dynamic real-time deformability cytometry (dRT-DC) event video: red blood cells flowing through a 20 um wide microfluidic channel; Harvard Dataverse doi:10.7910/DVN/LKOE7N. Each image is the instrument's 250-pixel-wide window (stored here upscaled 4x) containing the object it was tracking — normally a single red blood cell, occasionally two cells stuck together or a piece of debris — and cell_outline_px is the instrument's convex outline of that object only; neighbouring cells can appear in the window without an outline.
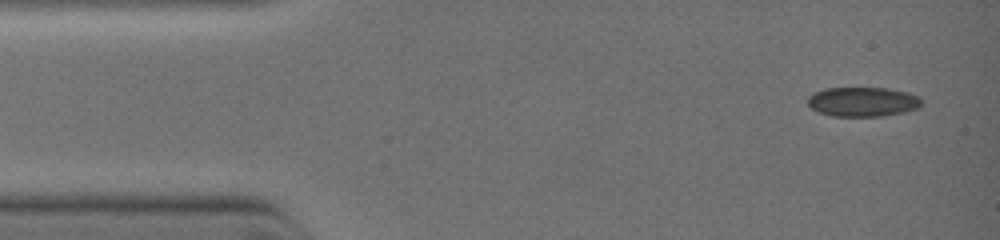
{"species": "common noctule bat (a hibernating species)", "species_latin": "Nyctalus noctula", "temperature_condition": "warm", "stored_images_in_passage": 5, "segment_of_instrument_passage": [2, 2], "camera_frame_rate_fps": 3000, "um_per_image_px": 0.085, "animal": {"sex": "female", "body_mass_g": 19.0, "forearm_length_mm": 51.5}, "frame": {"image": 1, "passage_image": 5, "time_ms": 3.667, "image_size_px": [1000, 240], "cell_outline_px": [[920, 104], [916, 108], [904, 112], [880, 116], [832, 116], [820, 112], [812, 108], [808, 104], [808, 96], [824, 88], [888, 88], [908, 92], [916, 96], [920, 100]], "centroid_in_image_um": [73.3, 8.64], "position_along_channel_um": 11.7, "area_um2": 19.31}}